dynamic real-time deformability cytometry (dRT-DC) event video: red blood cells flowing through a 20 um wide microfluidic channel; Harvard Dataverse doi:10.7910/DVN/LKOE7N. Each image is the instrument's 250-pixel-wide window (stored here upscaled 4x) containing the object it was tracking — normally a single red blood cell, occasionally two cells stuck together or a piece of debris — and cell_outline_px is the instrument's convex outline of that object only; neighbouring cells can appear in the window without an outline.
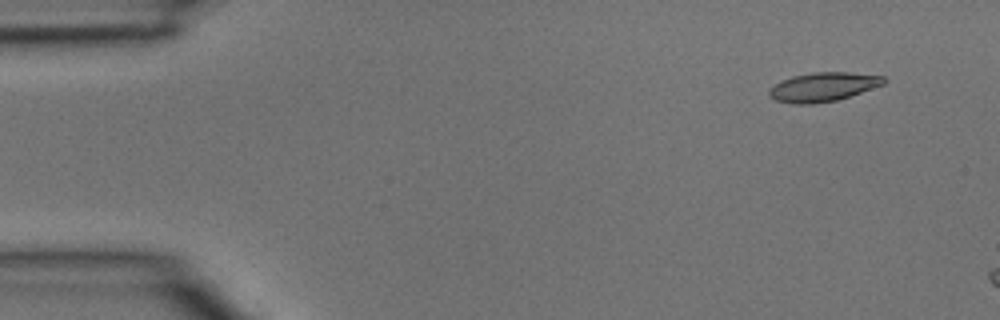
{"species": "common noctule bat (a hibernating species)", "species_latin": "Nyctalus noctula", "temperature_condition": "room temperature", "stored_images_in_passage": 3, "camera_frame_rate_fps": 3000, "um_per_image_px": 0.085, "animal": {"sex": "male", "body_mass_g": 15.6}, "frame": {"image": 1, "passage_image": 1, "time_ms": 0.0, "image_size_px": [1000, 320], "cell_outline_px": [[888, 80], [884, 84], [836, 100], [812, 104], [792, 104], [776, 100], [768, 96], [768, 88], [792, 76], [812, 72], [848, 72], [884, 76]], "centroid_in_image_um": [69.94, 7.38], "position_along_channel_um": 15.1, "area_um2": 19.31}}